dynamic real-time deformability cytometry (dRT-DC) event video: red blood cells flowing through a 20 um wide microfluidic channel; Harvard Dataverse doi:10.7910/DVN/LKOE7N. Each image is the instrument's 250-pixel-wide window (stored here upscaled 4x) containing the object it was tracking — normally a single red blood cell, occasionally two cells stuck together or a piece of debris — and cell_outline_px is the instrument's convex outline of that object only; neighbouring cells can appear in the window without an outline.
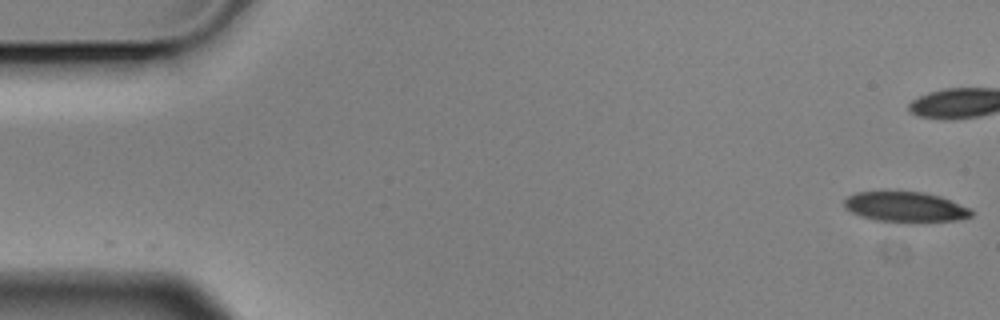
{"species": "Egyptian fruit bat (a non-hibernating species)", "species_latin": "Rousettus aegyptiacus", "temperature_condition": "cold", "stored_images_in_passage": 8, "segment_of_instrument_passage": [1, 2], "camera_frame_rate_fps": 3000, "um_per_image_px": 0.085, "animal": {"sex": "male"}, "frame": {"image": 1, "passage_image": 1, "time_ms": 0.0, "image_size_px": [1000, 320], "cell_outline_px": [[972, 216], [956, 220], [876, 220], [860, 216], [844, 208], [844, 200], [848, 196], [856, 192], [924, 192], [940, 196], [972, 208]], "centroid_in_image_um": [76.95, 17.55], "position_along_channel_um": 8.0, "area_um2": 21.68}}
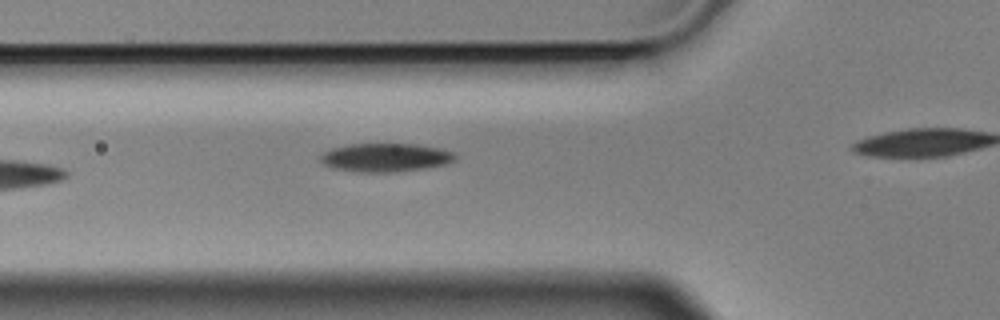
{"frame": {"image": 2, "passage_image": 7, "time_ms": 2.0, "image_size_px": [1000, 320], "cell_outline_px": [[456, 160], [448, 164], [424, 168], [396, 172], [360, 172], [332, 168], [324, 164], [320, 160], [320, 156], [324, 152], [332, 148], [348, 144], [416, 144], [440, 148], [456, 152]], "centroid_in_image_um": [32.81, 13.39], "position_along_channel_um": 93.0, "area_um2": 22.54}}